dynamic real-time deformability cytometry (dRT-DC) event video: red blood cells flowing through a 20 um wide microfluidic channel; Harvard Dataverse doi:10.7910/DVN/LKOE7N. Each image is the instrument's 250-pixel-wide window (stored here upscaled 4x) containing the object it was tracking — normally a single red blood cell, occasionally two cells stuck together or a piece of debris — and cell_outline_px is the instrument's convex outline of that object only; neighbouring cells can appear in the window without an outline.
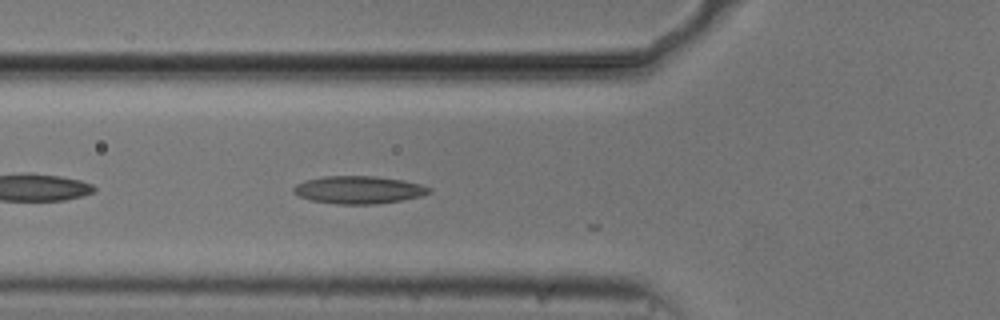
{"species": "common noctule bat (a hibernating species)", "species_latin": "Nyctalus noctula", "temperature_condition": "cold", "stored_images_in_passage": 4, "camera_frame_rate_fps": 3000, "um_per_image_px": 0.085, "animal": {"sex": "male", "body_mass_g": 20.5, "forearm_length_mm": 52.5}, "frame": {"image": 1, "passage_image": 3, "time_ms": 0.667, "image_size_px": [1000, 320], "cell_outline_px": [[432, 192], [420, 196], [400, 200], [376, 204], [336, 204], [312, 200], [300, 196], [292, 192], [292, 188], [296, 184], [304, 180], [324, 176], [376, 176], [404, 180], [420, 184], [432, 188]], "centroid_in_image_um": [30.48, 16.13], "position_along_channel_um": 95.3, "area_um2": 21.91}}